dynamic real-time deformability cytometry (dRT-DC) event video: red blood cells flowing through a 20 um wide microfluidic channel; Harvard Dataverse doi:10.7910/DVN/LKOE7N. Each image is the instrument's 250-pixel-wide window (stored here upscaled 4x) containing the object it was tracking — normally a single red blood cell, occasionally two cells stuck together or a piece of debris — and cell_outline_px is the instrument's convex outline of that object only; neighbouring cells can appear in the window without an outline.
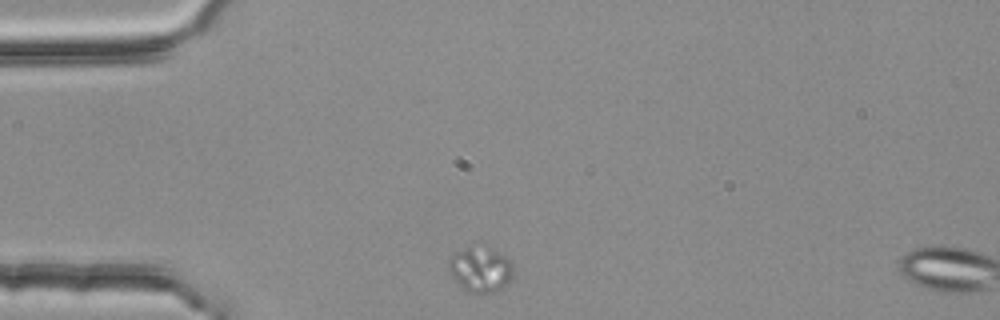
{"species": "common noctule bat (a hibernating species)", "species_latin": "Nyctalus noctula", "temperature_condition": "room temperature", "stored_images_in_passage": 2, "segment_of_instrument_passage": [1, 2], "camera_frame_rate_fps": 3000, "um_per_image_px": 0.085, "animal": {"sex": "female", "body_mass_g": 25.1}, "frame": {"image": 1, "passage_image": 1, "time_ms": 0.0, "image_size_px": [1000, 320], "cell_outline_px": [[512, 280], [504, 288], [492, 292], [464, 292], [452, 276], [448, 268], [448, 260], [452, 256], [472, 240], [512, 260]], "centroid_in_image_um": [40.82, 22.86], "position_along_channel_um": 44.2, "area_um2": 17.57}}